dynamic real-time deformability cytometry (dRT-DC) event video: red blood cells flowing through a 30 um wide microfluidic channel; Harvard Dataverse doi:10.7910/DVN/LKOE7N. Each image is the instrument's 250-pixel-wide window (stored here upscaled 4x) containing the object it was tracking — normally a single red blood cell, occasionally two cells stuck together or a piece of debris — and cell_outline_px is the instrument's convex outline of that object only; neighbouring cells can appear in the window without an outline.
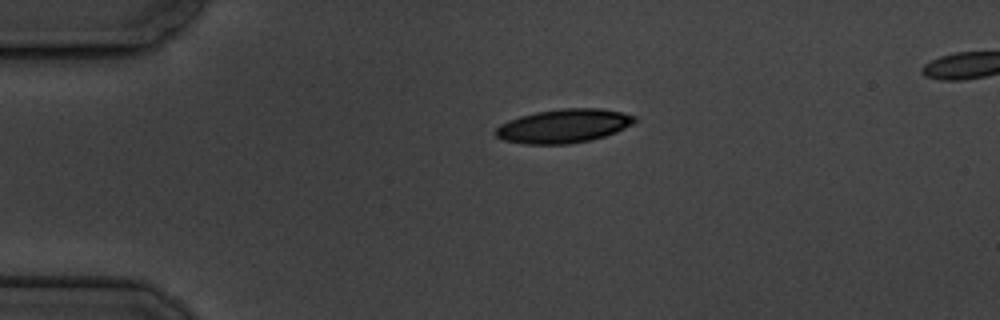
{"species": "common noctule bat (a hibernating species)", "species_latin": "Nyctalus noctula", "temperature_condition": "cold", "stored_images_in_passage": 6, "camera_frame_rate_fps": 3000, "um_per_image_px": 0.085, "animal": {"sex": "male", "body_mass_g": 19.5, "forearm_length_mm": 54.6}, "frame": {"image": 1, "passage_image": 6, "time_ms": 6.667, "image_size_px": [1000, 320], "cell_outline_px": [[636, 120], [632, 124], [616, 132], [592, 140], [568, 144], [524, 144], [504, 140], [496, 136], [492, 132], [500, 124], [508, 120], [520, 116], [536, 112], [560, 108], [600, 108], [620, 112], [636, 116]], "centroid_in_image_um": [47.88, 10.71], "position_along_channel_um": 37.1, "area_um2": 27.46}}